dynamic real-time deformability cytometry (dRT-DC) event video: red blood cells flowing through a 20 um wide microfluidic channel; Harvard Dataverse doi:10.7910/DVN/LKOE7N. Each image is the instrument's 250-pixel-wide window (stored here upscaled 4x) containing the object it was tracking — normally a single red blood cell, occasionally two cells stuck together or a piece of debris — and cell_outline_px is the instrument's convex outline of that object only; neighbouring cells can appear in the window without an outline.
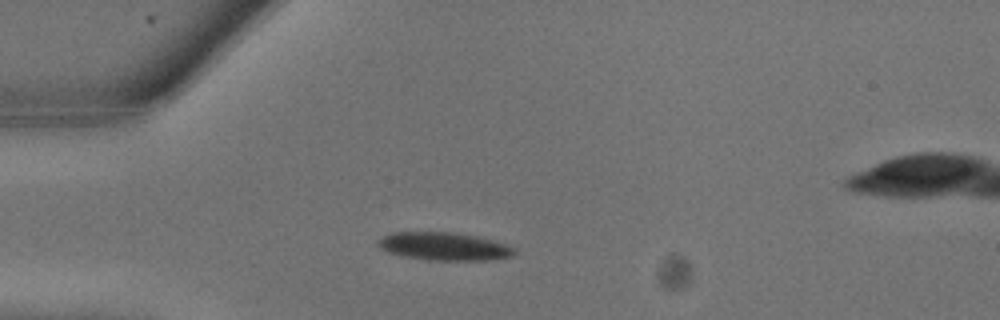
{"species": "common noctule bat (a hibernating species)", "species_latin": "Nyctalus noctula", "temperature_condition": "warm", "stored_images_in_passage": 5, "camera_frame_rate_fps": 3000, "um_per_image_px": 0.085, "animal": {"sex": "male", "body_mass_g": 13.3}, "frame": {"image": 1, "passage_image": 1, "time_ms": 0.0, "image_size_px": [1000, 320], "cell_outline_px": [[516, 252], [512, 256], [488, 260], [428, 260], [400, 256], [388, 252], [380, 248], [376, 244], [376, 240], [380, 236], [392, 232], [452, 232], [476, 236], [508, 244], [516, 248]], "centroid_in_image_um": [37.7, 20.94], "position_along_channel_um": 47.3, "area_um2": 22.54}}
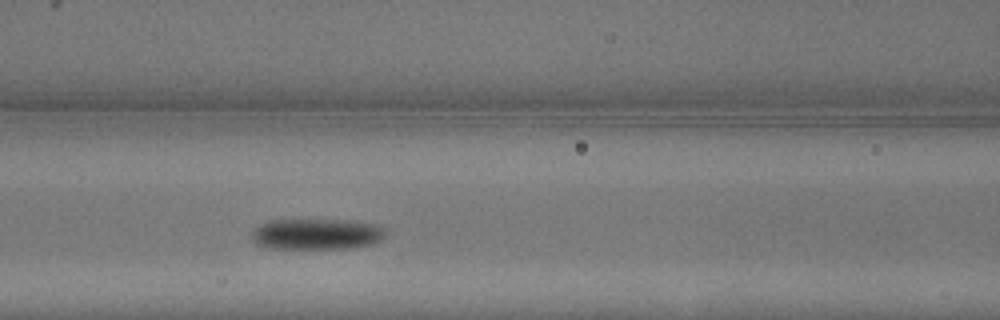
{"frame": {"image": 2, "passage_image": 5, "time_ms": 1.333, "image_size_px": [1000, 320], "cell_outline_px": [[388, 228], [384, 236], [376, 244], [352, 248], [268, 248], [256, 244], [252, 240], [252, 232], [260, 224], [268, 220], [344, 220], [380, 224]], "centroid_in_image_um": [26.98, 19.89], "position_along_channel_um": 139.6, "area_um2": 24.45}}